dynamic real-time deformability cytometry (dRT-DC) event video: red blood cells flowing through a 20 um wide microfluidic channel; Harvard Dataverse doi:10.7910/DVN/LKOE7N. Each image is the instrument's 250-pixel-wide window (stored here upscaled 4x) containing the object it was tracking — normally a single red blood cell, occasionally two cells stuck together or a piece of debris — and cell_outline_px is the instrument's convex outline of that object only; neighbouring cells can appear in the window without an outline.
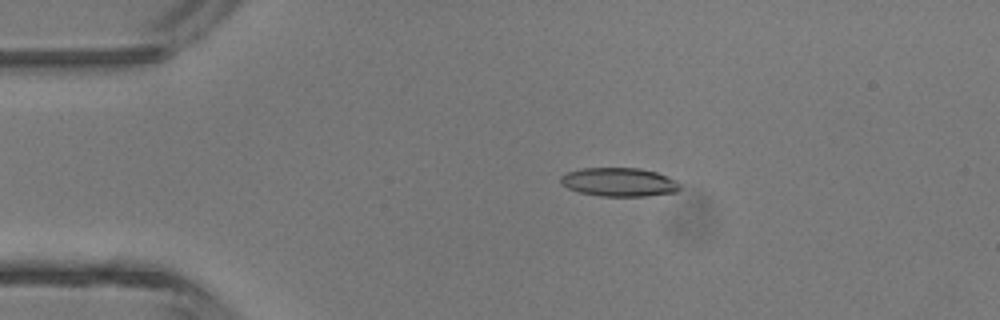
{"species": "common noctule bat (a hibernating species)", "species_latin": "Nyctalus noctula", "temperature_condition": "room temperature", "stored_images_in_passage": 38, "camera_frame_rate_fps": 3000, "um_per_image_px": 0.085, "animal": {"sex": "male", "body_mass_g": 13.3}, "frame": {"image": 1, "passage_image": 2, "time_ms": 0.333, "image_size_px": [1000, 320], "cell_outline_px": [[680, 188], [676, 192], [644, 196], [600, 196], [580, 192], [568, 188], [560, 184], [560, 176], [568, 172], [580, 168], [640, 168], [656, 172], [676, 180], [680, 184]], "centroid_in_image_um": [52.6, 15.47], "position_along_channel_um": 32.4, "area_um2": 19.94}}
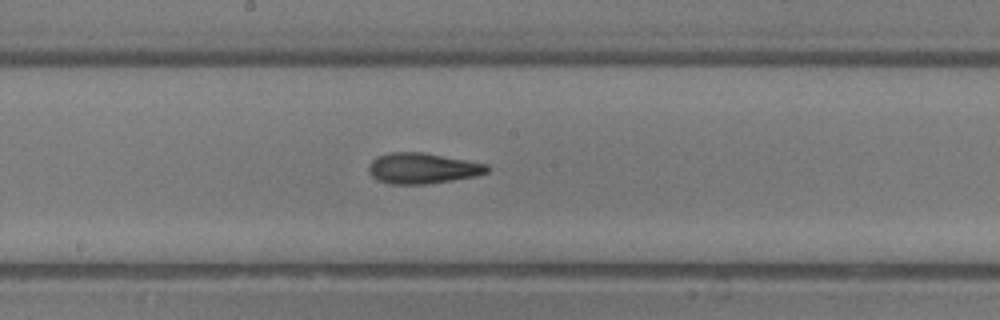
{"frame": {"image": 2, "passage_image": 17, "time_ms": 5.333, "image_size_px": [1000, 320], "cell_outline_px": [[488, 172], [476, 176], [428, 184], [388, 184], [372, 176], [368, 172], [368, 164], [376, 156], [388, 152], [424, 152], [488, 164]], "centroid_in_image_um": [35.89, 14.3], "position_along_channel_um": 212.3, "area_um2": 21.33}}
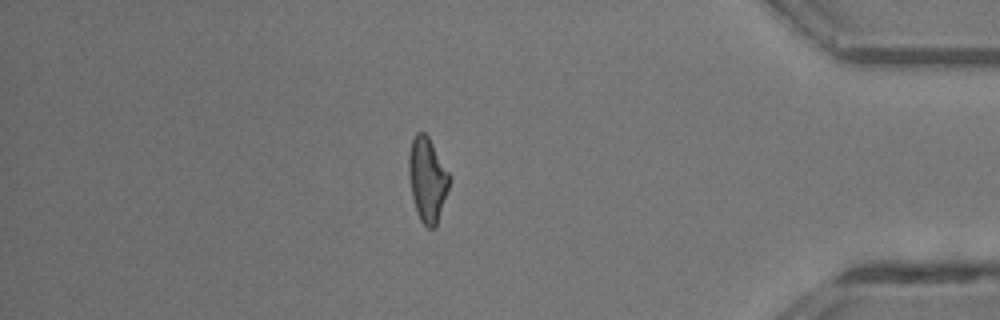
{"frame": {"image": 3, "passage_image": 32, "time_ms": 10.333, "image_size_px": [1000, 320], "cell_outline_px": [[452, 176], [436, 228], [428, 228], [420, 220], [416, 212], [412, 196], [408, 172], [408, 156], [412, 140], [416, 132], [424, 132], [428, 136]], "centroid_in_image_um": [36.33, 15.26], "position_along_channel_um": 398.9, "area_um2": 20.17}, "authors_computed_cell_mechanics": {"area_um2": 20.2878, "velocity_mm_per_s": 4.5159, "shape_relaxation_time_tau1_ms": 7.4745, "shape_relaxation_time_tau2_ms": 2.4673, "deformation_change_tau1": 0.2156, "deformation_change_tau2": 0.1187}}